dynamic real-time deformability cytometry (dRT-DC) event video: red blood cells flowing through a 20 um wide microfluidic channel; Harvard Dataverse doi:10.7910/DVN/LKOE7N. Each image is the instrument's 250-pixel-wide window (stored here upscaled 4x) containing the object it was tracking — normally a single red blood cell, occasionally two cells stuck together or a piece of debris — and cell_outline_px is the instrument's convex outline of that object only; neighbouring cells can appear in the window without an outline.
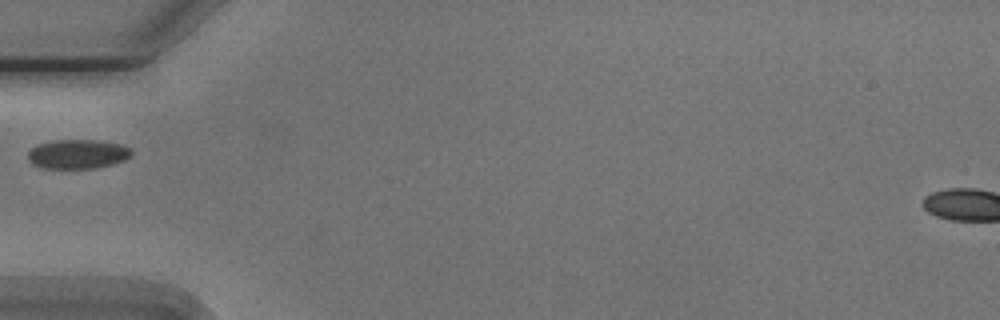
{"species": "Egyptian fruit bat (a non-hibernating species)", "species_latin": "Rousettus aegyptiacus", "temperature_condition": "cold", "stored_images_in_passage": 3, "camera_frame_rate_fps": 3000, "um_per_image_px": 0.085, "animal": {"sex": "male"}, "frame": {"image": 1, "passage_image": 3, "time_ms": 2.333, "image_size_px": [1000, 320], "cell_outline_px": [[132, 156], [124, 160], [112, 164], [96, 168], [40, 168], [32, 164], [28, 160], [28, 152], [36, 144], [52, 140], [100, 140], [124, 144], [132, 148]], "centroid_in_image_um": [6.62, 13.08], "position_along_channel_um": 78.4, "area_um2": 18.03}}